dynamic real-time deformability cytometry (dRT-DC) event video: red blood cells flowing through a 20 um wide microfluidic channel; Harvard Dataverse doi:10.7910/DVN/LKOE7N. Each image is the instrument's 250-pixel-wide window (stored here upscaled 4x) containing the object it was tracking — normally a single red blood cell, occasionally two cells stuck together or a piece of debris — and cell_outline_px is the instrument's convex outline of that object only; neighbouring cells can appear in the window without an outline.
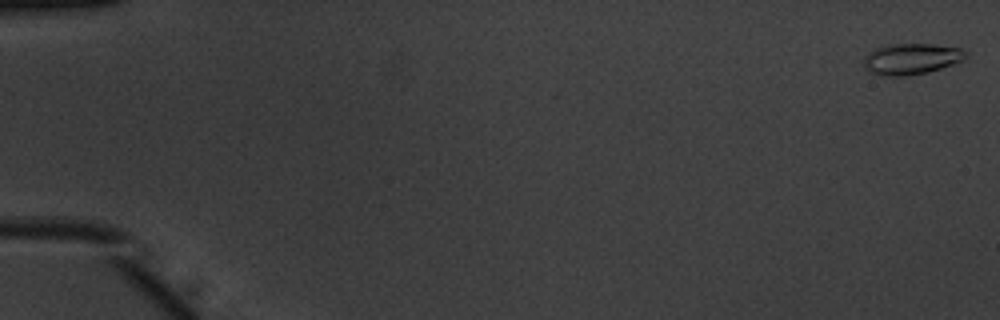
{"species": "common noctule bat (a hibernating species)", "species_latin": "Nyctalus noctula", "temperature_condition": "warm", "stored_images_in_passage": 13, "camera_frame_rate_fps": 3000, "um_per_image_px": 0.085, "animal": {"sex": "male", "body_mass_g": 20.1, "forearm_length_mm": 53.5}, "frame": {"image": 1, "passage_image": 1, "time_ms": 0.0, "image_size_px": [1000, 320], "cell_outline_px": [[968, 56], [964, 60], [928, 72], [904, 76], [880, 76], [868, 72], [864, 68], [864, 56], [876, 48], [888, 44], [932, 44], [960, 48], [968, 52]], "centroid_in_image_um": [77.45, 5.01], "position_along_channel_um": 7.6, "area_um2": 18.61}}